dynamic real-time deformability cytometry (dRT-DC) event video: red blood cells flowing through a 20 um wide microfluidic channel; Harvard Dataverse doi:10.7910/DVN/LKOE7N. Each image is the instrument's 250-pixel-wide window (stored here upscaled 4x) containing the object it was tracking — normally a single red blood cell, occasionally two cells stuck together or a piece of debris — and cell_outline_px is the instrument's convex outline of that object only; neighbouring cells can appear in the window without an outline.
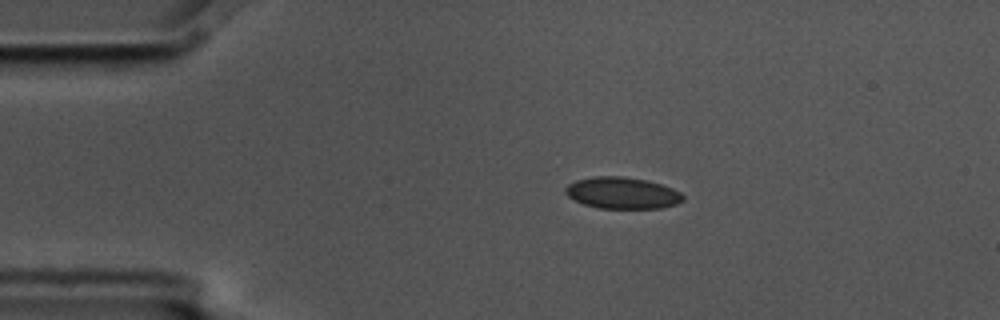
{"species": "common noctule bat (a hibernating species)", "species_latin": "Nyctalus noctula", "temperature_condition": "cold", "stored_images_in_passage": 9, "camera_frame_rate_fps": 3000, "um_per_image_px": 0.085, "animal": {"sex": "male", "body_mass_g": 17.5, "forearm_length_mm": 52.3}, "frame": {"image": 1, "passage_image": 2, "time_ms": 0.333, "image_size_px": [1000, 320], "cell_outline_px": [[684, 200], [676, 204], [660, 208], [600, 208], [584, 204], [568, 196], [564, 192], [564, 188], [568, 184], [576, 180], [596, 176], [624, 176], [644, 180], [660, 184], [672, 188], [680, 192], [684, 196]], "centroid_in_image_um": [52.88, 16.4], "position_along_channel_um": 32.1, "area_um2": 21.5}}
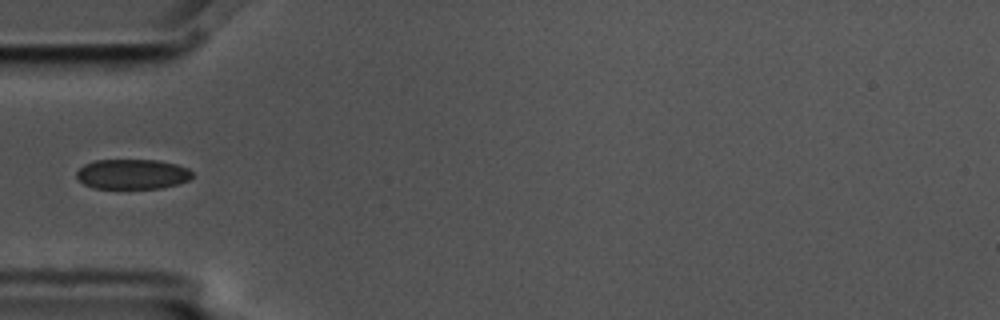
{"frame": {"image": 2, "passage_image": 4, "time_ms": 1.0, "image_size_px": [1000, 320], "cell_outline_px": [[192, 176], [188, 180], [176, 184], [160, 188], [92, 188], [84, 184], [76, 176], [76, 172], [84, 164], [96, 160], [160, 160], [176, 164], [188, 168], [192, 172]], "centroid_in_image_um": [11.24, 14.79], "position_along_channel_um": 73.8, "area_um2": 20.17}}